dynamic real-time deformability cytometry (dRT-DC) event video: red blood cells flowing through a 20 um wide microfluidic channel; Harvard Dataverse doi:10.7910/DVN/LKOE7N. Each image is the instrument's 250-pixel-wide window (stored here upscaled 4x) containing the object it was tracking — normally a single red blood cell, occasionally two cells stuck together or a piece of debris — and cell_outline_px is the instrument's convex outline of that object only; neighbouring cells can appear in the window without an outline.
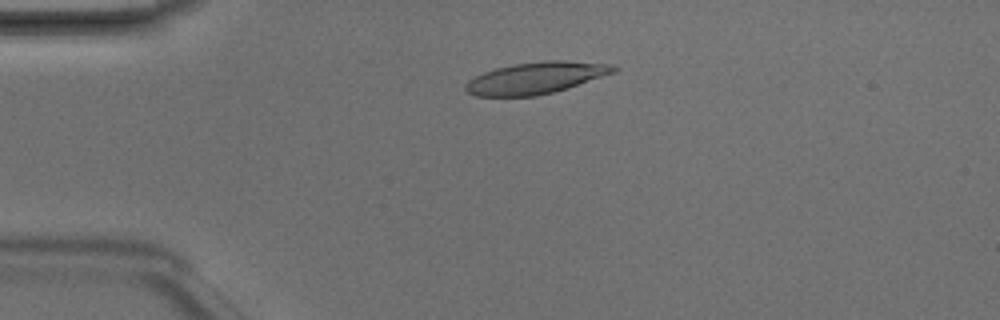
{"species": "Egyptian fruit bat (a non-hibernating species)", "species_latin": "Rousettus aegyptiacus", "temperature_condition": "room temperature", "stored_images_in_passage": 3, "camera_frame_rate_fps": 3000, "um_per_image_px": 0.085, "animal": {"sex": "male"}, "frame": {"image": 1, "passage_image": 2, "time_ms": 0.333, "image_size_px": [1000, 320], "cell_outline_px": [[620, 68], [616, 72], [552, 92], [536, 96], [476, 96], [468, 92], [464, 88], [464, 84], [468, 80], [484, 72], [496, 68], [512, 64], [548, 60], [564, 60], [612, 64]], "centroid_in_image_um": [45.55, 6.61], "position_along_channel_um": 39.5, "area_um2": 27.22}}